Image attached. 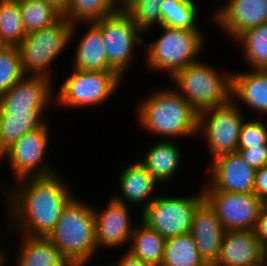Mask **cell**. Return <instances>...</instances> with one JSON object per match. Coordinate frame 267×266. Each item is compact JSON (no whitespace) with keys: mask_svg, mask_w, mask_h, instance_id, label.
<instances>
[{"mask_svg":"<svg viewBox=\"0 0 267 266\" xmlns=\"http://www.w3.org/2000/svg\"><path fill=\"white\" fill-rule=\"evenodd\" d=\"M224 233L216 211L205 200L195 212L190 234L208 266H213L219 257Z\"/></svg>","mask_w":267,"mask_h":266,"instance_id":"ac0fdd59","label":"cell"},{"mask_svg":"<svg viewBox=\"0 0 267 266\" xmlns=\"http://www.w3.org/2000/svg\"><path fill=\"white\" fill-rule=\"evenodd\" d=\"M120 8L121 0H67L62 16L71 24H80L111 16Z\"/></svg>","mask_w":267,"mask_h":266,"instance_id":"d4e9b609","label":"cell"},{"mask_svg":"<svg viewBox=\"0 0 267 266\" xmlns=\"http://www.w3.org/2000/svg\"><path fill=\"white\" fill-rule=\"evenodd\" d=\"M196 6L192 0H165L161 4V25L201 30L196 22L198 12Z\"/></svg>","mask_w":267,"mask_h":266,"instance_id":"f546056e","label":"cell"},{"mask_svg":"<svg viewBox=\"0 0 267 266\" xmlns=\"http://www.w3.org/2000/svg\"><path fill=\"white\" fill-rule=\"evenodd\" d=\"M147 96L137 107L143 130L170 140L198 134L199 113L175 89H162Z\"/></svg>","mask_w":267,"mask_h":266,"instance_id":"7a4b0ae2","label":"cell"},{"mask_svg":"<svg viewBox=\"0 0 267 266\" xmlns=\"http://www.w3.org/2000/svg\"><path fill=\"white\" fill-rule=\"evenodd\" d=\"M43 113L6 114L0 109V155L23 134L41 128Z\"/></svg>","mask_w":267,"mask_h":266,"instance_id":"484cf974","label":"cell"},{"mask_svg":"<svg viewBox=\"0 0 267 266\" xmlns=\"http://www.w3.org/2000/svg\"><path fill=\"white\" fill-rule=\"evenodd\" d=\"M208 170L212 182L203 186V191L254 193L256 169L250 167L239 152L212 159Z\"/></svg>","mask_w":267,"mask_h":266,"instance_id":"5bb4252c","label":"cell"},{"mask_svg":"<svg viewBox=\"0 0 267 266\" xmlns=\"http://www.w3.org/2000/svg\"><path fill=\"white\" fill-rule=\"evenodd\" d=\"M179 149L174 141L165 139L147 149L145 159L139 162L158 183H162L171 179L176 173L181 162Z\"/></svg>","mask_w":267,"mask_h":266,"instance_id":"603a6c76","label":"cell"},{"mask_svg":"<svg viewBox=\"0 0 267 266\" xmlns=\"http://www.w3.org/2000/svg\"><path fill=\"white\" fill-rule=\"evenodd\" d=\"M264 247L254 230L225 231L221 251L213 266H260Z\"/></svg>","mask_w":267,"mask_h":266,"instance_id":"e0dca14e","label":"cell"},{"mask_svg":"<svg viewBox=\"0 0 267 266\" xmlns=\"http://www.w3.org/2000/svg\"><path fill=\"white\" fill-rule=\"evenodd\" d=\"M5 258L6 256L4 257V255H0V266H4V264L6 263L4 260Z\"/></svg>","mask_w":267,"mask_h":266,"instance_id":"60d3db41","label":"cell"},{"mask_svg":"<svg viewBox=\"0 0 267 266\" xmlns=\"http://www.w3.org/2000/svg\"><path fill=\"white\" fill-rule=\"evenodd\" d=\"M121 79L116 71L73 69L72 74L63 81L57 98L54 99L59 105L69 109L99 106L113 95Z\"/></svg>","mask_w":267,"mask_h":266,"instance_id":"ba28073f","label":"cell"},{"mask_svg":"<svg viewBox=\"0 0 267 266\" xmlns=\"http://www.w3.org/2000/svg\"><path fill=\"white\" fill-rule=\"evenodd\" d=\"M93 210L74 197L47 236L71 266H86L97 253Z\"/></svg>","mask_w":267,"mask_h":266,"instance_id":"3957f363","label":"cell"},{"mask_svg":"<svg viewBox=\"0 0 267 266\" xmlns=\"http://www.w3.org/2000/svg\"><path fill=\"white\" fill-rule=\"evenodd\" d=\"M232 100L267 113V70L232 73Z\"/></svg>","mask_w":267,"mask_h":266,"instance_id":"ffe728a7","label":"cell"},{"mask_svg":"<svg viewBox=\"0 0 267 266\" xmlns=\"http://www.w3.org/2000/svg\"><path fill=\"white\" fill-rule=\"evenodd\" d=\"M160 266H208L201 258L195 240L189 233L167 238Z\"/></svg>","mask_w":267,"mask_h":266,"instance_id":"4316f807","label":"cell"},{"mask_svg":"<svg viewBox=\"0 0 267 266\" xmlns=\"http://www.w3.org/2000/svg\"><path fill=\"white\" fill-rule=\"evenodd\" d=\"M75 25L62 17L52 26L27 34L17 46L24 74L52 78L50 66L74 37Z\"/></svg>","mask_w":267,"mask_h":266,"instance_id":"8992f818","label":"cell"},{"mask_svg":"<svg viewBox=\"0 0 267 266\" xmlns=\"http://www.w3.org/2000/svg\"><path fill=\"white\" fill-rule=\"evenodd\" d=\"M102 33L110 66L121 76L130 65L136 44L143 43L142 31L132 18L120 8L111 16L93 22Z\"/></svg>","mask_w":267,"mask_h":266,"instance_id":"30bf717a","label":"cell"},{"mask_svg":"<svg viewBox=\"0 0 267 266\" xmlns=\"http://www.w3.org/2000/svg\"><path fill=\"white\" fill-rule=\"evenodd\" d=\"M254 194L264 203L267 202V166L256 169Z\"/></svg>","mask_w":267,"mask_h":266,"instance_id":"d590c367","label":"cell"},{"mask_svg":"<svg viewBox=\"0 0 267 266\" xmlns=\"http://www.w3.org/2000/svg\"><path fill=\"white\" fill-rule=\"evenodd\" d=\"M26 35L19 0H0V45L18 46Z\"/></svg>","mask_w":267,"mask_h":266,"instance_id":"4dcf8cb0","label":"cell"},{"mask_svg":"<svg viewBox=\"0 0 267 266\" xmlns=\"http://www.w3.org/2000/svg\"><path fill=\"white\" fill-rule=\"evenodd\" d=\"M128 204L111 197L103 210H93L95 217V238L99 247H122L127 245L136 226H132ZM134 227V228H133Z\"/></svg>","mask_w":267,"mask_h":266,"instance_id":"9a60e30c","label":"cell"},{"mask_svg":"<svg viewBox=\"0 0 267 266\" xmlns=\"http://www.w3.org/2000/svg\"><path fill=\"white\" fill-rule=\"evenodd\" d=\"M119 176V187L123 196L115 195L113 196L115 200L124 204L129 202L128 205L131 203L136 205L146 201L142 207L144 209L156 198L150 194L159 183L139 161L128 165Z\"/></svg>","mask_w":267,"mask_h":266,"instance_id":"d6986e66","label":"cell"},{"mask_svg":"<svg viewBox=\"0 0 267 266\" xmlns=\"http://www.w3.org/2000/svg\"><path fill=\"white\" fill-rule=\"evenodd\" d=\"M220 74L211 65L197 61L178 71L171 79L176 91L198 112L232 100V73Z\"/></svg>","mask_w":267,"mask_h":266,"instance_id":"277c9868","label":"cell"},{"mask_svg":"<svg viewBox=\"0 0 267 266\" xmlns=\"http://www.w3.org/2000/svg\"><path fill=\"white\" fill-rule=\"evenodd\" d=\"M25 76L17 46L0 45V95Z\"/></svg>","mask_w":267,"mask_h":266,"instance_id":"d6a6232c","label":"cell"},{"mask_svg":"<svg viewBox=\"0 0 267 266\" xmlns=\"http://www.w3.org/2000/svg\"><path fill=\"white\" fill-rule=\"evenodd\" d=\"M47 122L39 129L23 134L1 155L6 158L16 180L27 177H48L56 172L46 164V149L49 143ZM45 161V162H44Z\"/></svg>","mask_w":267,"mask_h":266,"instance_id":"8fae6325","label":"cell"},{"mask_svg":"<svg viewBox=\"0 0 267 266\" xmlns=\"http://www.w3.org/2000/svg\"><path fill=\"white\" fill-rule=\"evenodd\" d=\"M165 0H121V8L132 18L137 27L147 31L155 24L161 26V4Z\"/></svg>","mask_w":267,"mask_h":266,"instance_id":"1f68e13d","label":"cell"},{"mask_svg":"<svg viewBox=\"0 0 267 266\" xmlns=\"http://www.w3.org/2000/svg\"><path fill=\"white\" fill-rule=\"evenodd\" d=\"M51 80L44 76L25 75L10 90L0 95V109L9 115L44 113L48 104L53 102Z\"/></svg>","mask_w":267,"mask_h":266,"instance_id":"4fadbf2b","label":"cell"},{"mask_svg":"<svg viewBox=\"0 0 267 266\" xmlns=\"http://www.w3.org/2000/svg\"><path fill=\"white\" fill-rule=\"evenodd\" d=\"M21 237L23 241L19 254H16V266H71L47 237Z\"/></svg>","mask_w":267,"mask_h":266,"instance_id":"7402d4cb","label":"cell"},{"mask_svg":"<svg viewBox=\"0 0 267 266\" xmlns=\"http://www.w3.org/2000/svg\"><path fill=\"white\" fill-rule=\"evenodd\" d=\"M204 195L225 231L254 230L265 204L254 193L204 191Z\"/></svg>","mask_w":267,"mask_h":266,"instance_id":"7c38bea8","label":"cell"},{"mask_svg":"<svg viewBox=\"0 0 267 266\" xmlns=\"http://www.w3.org/2000/svg\"><path fill=\"white\" fill-rule=\"evenodd\" d=\"M60 178L54 174L16 180L19 187L5 191L10 228H20L26 236L47 237L74 198L68 184Z\"/></svg>","mask_w":267,"mask_h":266,"instance_id":"6da1fadb","label":"cell"},{"mask_svg":"<svg viewBox=\"0 0 267 266\" xmlns=\"http://www.w3.org/2000/svg\"><path fill=\"white\" fill-rule=\"evenodd\" d=\"M254 232L261 245L264 247L267 244V205L264 204L260 210Z\"/></svg>","mask_w":267,"mask_h":266,"instance_id":"8d00e7d4","label":"cell"},{"mask_svg":"<svg viewBox=\"0 0 267 266\" xmlns=\"http://www.w3.org/2000/svg\"><path fill=\"white\" fill-rule=\"evenodd\" d=\"M108 266H152L151 264L144 262L142 259L133 256L128 251L124 254V256L120 259L119 262L114 263Z\"/></svg>","mask_w":267,"mask_h":266,"instance_id":"74e56055","label":"cell"},{"mask_svg":"<svg viewBox=\"0 0 267 266\" xmlns=\"http://www.w3.org/2000/svg\"><path fill=\"white\" fill-rule=\"evenodd\" d=\"M44 1L53 4V5H54L55 7H57L61 12H63L67 0H44Z\"/></svg>","mask_w":267,"mask_h":266,"instance_id":"f35d334b","label":"cell"},{"mask_svg":"<svg viewBox=\"0 0 267 266\" xmlns=\"http://www.w3.org/2000/svg\"><path fill=\"white\" fill-rule=\"evenodd\" d=\"M241 111L239 104L231 100L198 114V135L201 133L207 139L212 159L238 152L239 134L244 121Z\"/></svg>","mask_w":267,"mask_h":266,"instance_id":"9c48e42d","label":"cell"},{"mask_svg":"<svg viewBox=\"0 0 267 266\" xmlns=\"http://www.w3.org/2000/svg\"><path fill=\"white\" fill-rule=\"evenodd\" d=\"M244 161L252 168L259 169L265 166L267 159V144L251 149H240L238 151Z\"/></svg>","mask_w":267,"mask_h":266,"instance_id":"e575fe53","label":"cell"},{"mask_svg":"<svg viewBox=\"0 0 267 266\" xmlns=\"http://www.w3.org/2000/svg\"><path fill=\"white\" fill-rule=\"evenodd\" d=\"M267 144V125L258 120L243 121L238 140L240 149H251Z\"/></svg>","mask_w":267,"mask_h":266,"instance_id":"836d02e7","label":"cell"},{"mask_svg":"<svg viewBox=\"0 0 267 266\" xmlns=\"http://www.w3.org/2000/svg\"><path fill=\"white\" fill-rule=\"evenodd\" d=\"M264 265L267 266V244L264 246Z\"/></svg>","mask_w":267,"mask_h":266,"instance_id":"ab89813d","label":"cell"},{"mask_svg":"<svg viewBox=\"0 0 267 266\" xmlns=\"http://www.w3.org/2000/svg\"><path fill=\"white\" fill-rule=\"evenodd\" d=\"M165 238L140 220L130 240L127 250L133 256L152 266H160L164 257Z\"/></svg>","mask_w":267,"mask_h":266,"instance_id":"cb8c5ba5","label":"cell"},{"mask_svg":"<svg viewBox=\"0 0 267 266\" xmlns=\"http://www.w3.org/2000/svg\"><path fill=\"white\" fill-rule=\"evenodd\" d=\"M162 34L147 47L148 67L166 71L172 78L178 71L197 61L204 46L202 30L160 26ZM197 57V58H196Z\"/></svg>","mask_w":267,"mask_h":266,"instance_id":"5b68a950","label":"cell"},{"mask_svg":"<svg viewBox=\"0 0 267 266\" xmlns=\"http://www.w3.org/2000/svg\"><path fill=\"white\" fill-rule=\"evenodd\" d=\"M254 70H267V23L245 30L237 38Z\"/></svg>","mask_w":267,"mask_h":266,"instance_id":"f1b7e54d","label":"cell"},{"mask_svg":"<svg viewBox=\"0 0 267 266\" xmlns=\"http://www.w3.org/2000/svg\"><path fill=\"white\" fill-rule=\"evenodd\" d=\"M19 7L27 34L52 26L63 17L57 7L44 0H19Z\"/></svg>","mask_w":267,"mask_h":266,"instance_id":"83f0119b","label":"cell"},{"mask_svg":"<svg viewBox=\"0 0 267 266\" xmlns=\"http://www.w3.org/2000/svg\"><path fill=\"white\" fill-rule=\"evenodd\" d=\"M218 8L214 21L235 40L245 30L267 23V0H229Z\"/></svg>","mask_w":267,"mask_h":266,"instance_id":"2e32d148","label":"cell"},{"mask_svg":"<svg viewBox=\"0 0 267 266\" xmlns=\"http://www.w3.org/2000/svg\"><path fill=\"white\" fill-rule=\"evenodd\" d=\"M77 46L73 69L81 71H115L109 64L101 30L93 22Z\"/></svg>","mask_w":267,"mask_h":266,"instance_id":"44dd1931","label":"cell"},{"mask_svg":"<svg viewBox=\"0 0 267 266\" xmlns=\"http://www.w3.org/2000/svg\"><path fill=\"white\" fill-rule=\"evenodd\" d=\"M190 197L156 198L141 211V221L165 239L191 231L198 207L205 201L203 188Z\"/></svg>","mask_w":267,"mask_h":266,"instance_id":"52a82bcc","label":"cell"}]
</instances>
